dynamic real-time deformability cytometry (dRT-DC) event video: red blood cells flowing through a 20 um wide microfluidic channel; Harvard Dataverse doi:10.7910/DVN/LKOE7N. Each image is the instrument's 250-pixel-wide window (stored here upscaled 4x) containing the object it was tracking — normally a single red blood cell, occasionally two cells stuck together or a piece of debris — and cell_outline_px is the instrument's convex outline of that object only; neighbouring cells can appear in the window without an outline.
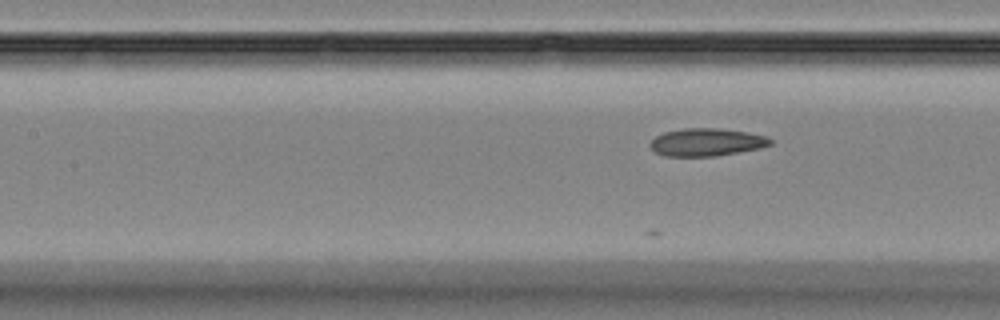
{"species": "Egyptian fruit bat (a non-hibernating species)", "species_latin": "Rousettus aegyptiacus", "temperature_condition": "room temperature", "stored_images_in_passage": 14, "camera_frame_rate_fps": 3000, "um_per_image_px": 0.085, "animal": {"sex": "female"}, "frame": {"image": 1, "passage_image": 8, "time_ms": 2.333, "image_size_px": [1000, 320], "cell_outline_px": [[772, 144], [760, 148], [716, 156], [664, 156], [656, 152], [648, 144], [656, 136], [664, 132], [684, 128], [720, 128], [768, 136], [772, 140]], "centroid_in_image_um": [60.06, 12.08], "position_along_channel_um": 147.3, "area_um2": 19.36}}
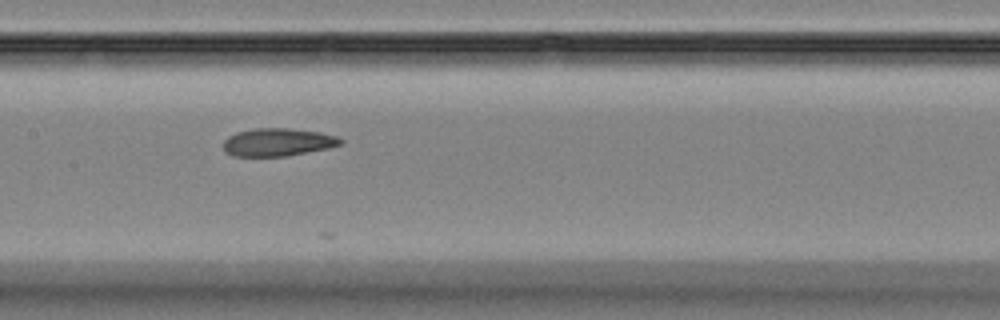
{"frame": {"image": 2, "passage_image": 11, "time_ms": 3.333, "image_size_px": [1000, 320], "cell_outline_px": [[344, 144], [328, 148], [288, 156], [232, 156], [224, 152], [224, 140], [228, 136], [236, 132], [252, 128], [288, 128], [320, 132], [336, 136], [344, 140]], "centroid_in_image_um": [23.61, 12.08], "position_along_channel_um": 183.8, "area_um2": 19.25}}